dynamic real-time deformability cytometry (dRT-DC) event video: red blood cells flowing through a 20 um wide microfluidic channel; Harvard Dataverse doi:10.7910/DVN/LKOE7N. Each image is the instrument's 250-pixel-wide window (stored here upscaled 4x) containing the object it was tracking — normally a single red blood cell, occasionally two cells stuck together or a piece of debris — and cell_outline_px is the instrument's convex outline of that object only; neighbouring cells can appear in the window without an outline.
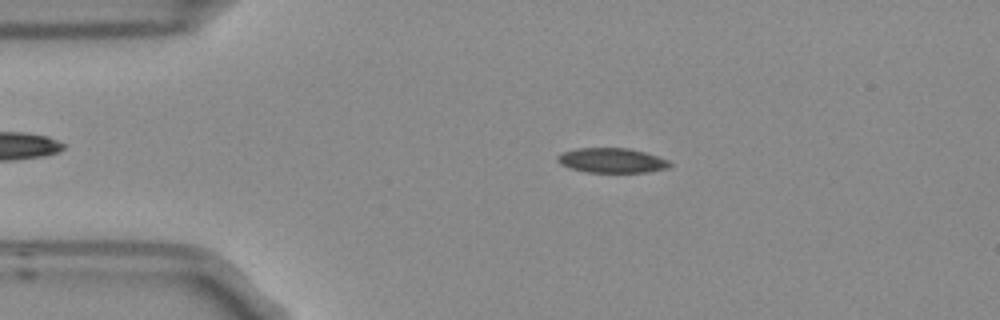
{"species": "Egyptian fruit bat (a non-hibernating species)", "species_latin": "Rousettus aegyptiacus", "temperature_condition": "room temperature", "stored_images_in_passage": 3, "camera_frame_rate_fps": 3000, "um_per_image_px": 0.085, "frame": {"image": 1, "passage_image": 2, "time_ms": 0.333, "image_size_px": [1000, 320], "cell_outline_px": [[672, 164], [668, 168], [648, 172], [588, 172], [572, 168], [560, 164], [556, 160], [556, 156], [564, 152], [576, 148], [628, 148], [644, 152], [668, 160]], "centroid_in_image_um": [52.0, 13.63], "position_along_channel_um": 33.0, "area_um2": 16.07}}